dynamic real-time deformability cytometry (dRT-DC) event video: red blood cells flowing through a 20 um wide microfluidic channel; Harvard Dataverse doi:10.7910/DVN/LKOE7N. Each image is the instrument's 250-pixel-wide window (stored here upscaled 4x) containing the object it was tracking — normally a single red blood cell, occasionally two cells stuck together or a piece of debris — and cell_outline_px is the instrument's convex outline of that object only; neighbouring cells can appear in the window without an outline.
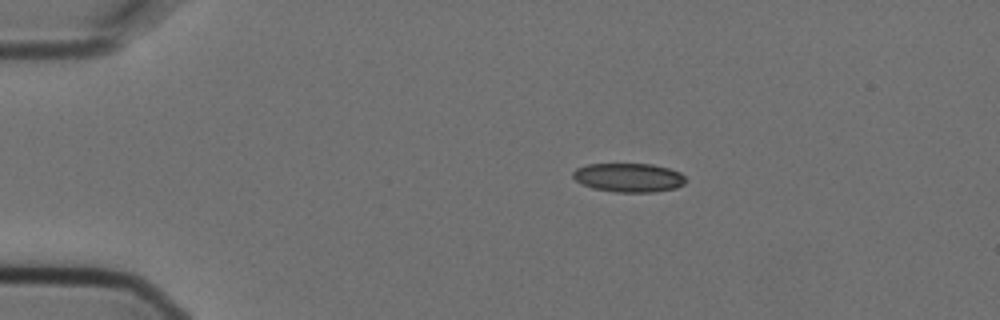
{"species": "Egyptian fruit bat (a non-hibernating species)", "species_latin": "Rousettus aegyptiacus", "temperature_condition": "cold", "stored_images_in_passage": 2, "camera_frame_rate_fps": 3000, "um_per_image_px": 0.085, "animal": {"sex": "female"}, "frame": {"image": 1, "passage_image": 1, "time_ms": 0.0, "image_size_px": [1000, 320], "cell_outline_px": [[688, 180], [684, 184], [676, 188], [652, 192], [616, 192], [592, 188], [580, 184], [572, 176], [572, 172], [576, 168], [588, 164], [652, 164], [668, 168], [680, 172]], "centroid_in_image_um": [53.44, 15.09], "position_along_channel_um": 31.6, "area_um2": 19.13}}